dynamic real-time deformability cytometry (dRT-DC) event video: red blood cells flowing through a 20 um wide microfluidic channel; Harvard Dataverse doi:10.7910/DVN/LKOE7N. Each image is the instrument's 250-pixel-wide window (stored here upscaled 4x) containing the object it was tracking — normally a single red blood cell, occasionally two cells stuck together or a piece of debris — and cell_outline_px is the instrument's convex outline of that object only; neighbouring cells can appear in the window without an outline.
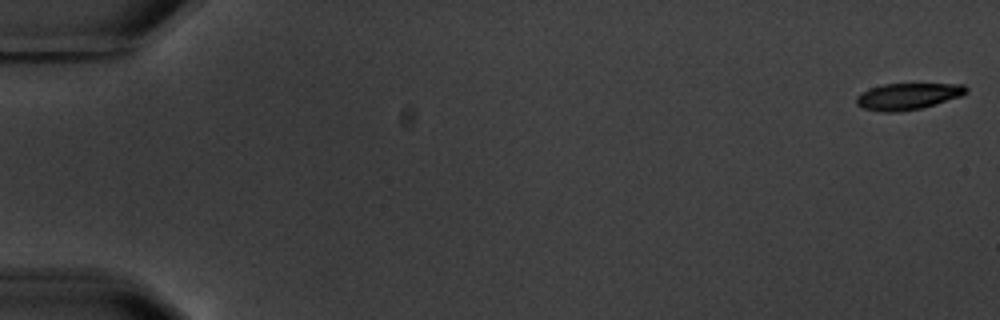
{"species": "common noctule bat (a hibernating species)", "species_latin": "Nyctalus noctula", "temperature_condition": "warm", "stored_images_in_passage": 6, "camera_frame_rate_fps": 3000, "um_per_image_px": 0.085, "animal": {"sex": "male", "body_mass_g": 20.1, "forearm_length_mm": 53.5}, "frame": {"image": 1, "passage_image": 1, "time_ms": 0.0, "image_size_px": [1000, 320], "cell_outline_px": [[968, 92], [960, 96], [936, 104], [920, 108], [896, 112], [880, 112], [864, 108], [856, 104], [856, 96], [872, 88], [884, 84], [964, 84], [968, 88]], "centroid_in_image_um": [77.18, 8.19], "position_along_channel_um": 7.8, "area_um2": 16.76}}
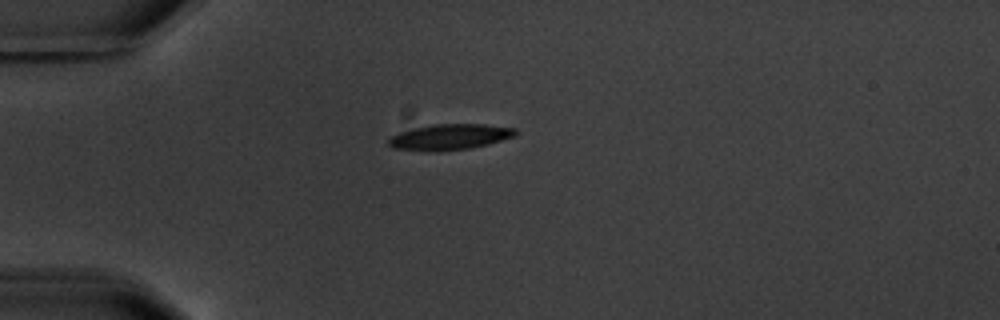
{"frame": {"image": 2, "passage_image": 5, "time_ms": 5.0, "image_size_px": [1000, 320], "cell_outline_px": [[520, 132], [516, 136], [488, 144], [468, 148], [432, 152], [392, 148], [388, 144], [388, 136], [400, 132], [432, 124], [484, 124], [516, 128]], "centroid_in_image_um": [38.24, 11.64], "position_along_channel_um": 46.8, "area_um2": 19.19}}